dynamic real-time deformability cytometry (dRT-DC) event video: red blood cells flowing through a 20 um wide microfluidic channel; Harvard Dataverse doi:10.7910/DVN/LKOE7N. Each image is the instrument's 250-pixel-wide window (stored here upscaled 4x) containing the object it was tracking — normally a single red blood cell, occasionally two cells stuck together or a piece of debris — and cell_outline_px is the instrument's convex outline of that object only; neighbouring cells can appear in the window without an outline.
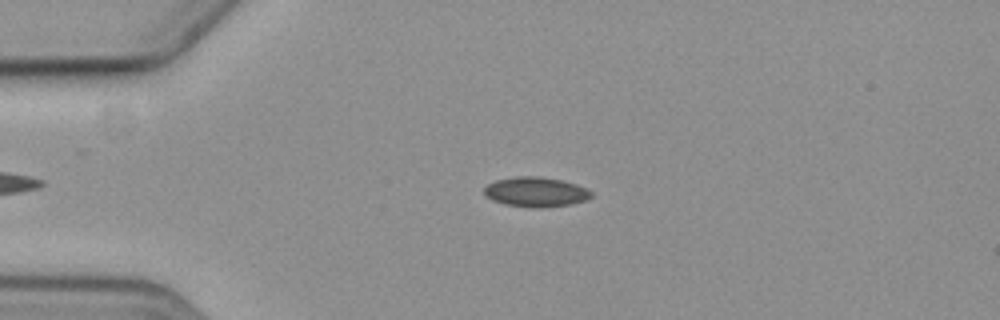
{"species": "common noctule bat (a hibernating species)", "species_latin": "Nyctalus noctula", "temperature_condition": "cold", "stored_images_in_passage": 6, "camera_frame_rate_fps": 3000, "um_per_image_px": 0.085, "animal": {"sex": "female", "body_mass_g": 19.3, "forearm_length_mm": 54.1}, "frame": {"image": 1, "passage_image": 4, "time_ms": 3.667, "image_size_px": [1000, 320], "cell_outline_px": [[592, 196], [584, 200], [568, 204], [540, 208], [532, 208], [504, 204], [492, 200], [484, 192], [484, 188], [488, 184], [496, 180], [516, 176], [540, 176], [560, 180], [576, 184], [592, 192]], "centroid_in_image_um": [45.51, 16.31], "position_along_channel_um": 39.5, "area_um2": 18.38}}
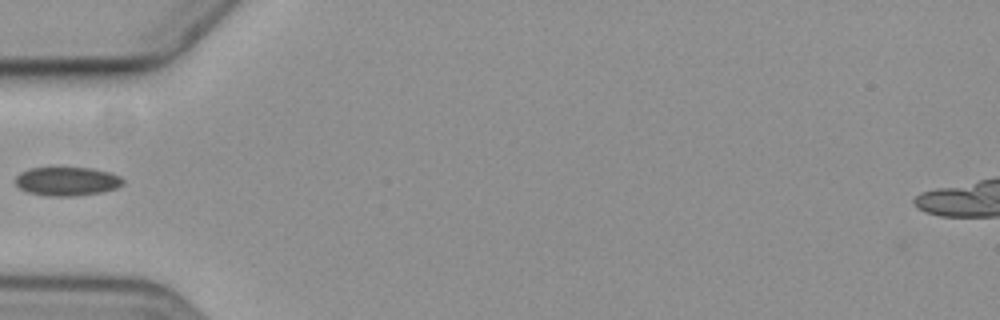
{"frame": {"image": 2, "passage_image": 5, "time_ms": 5.667, "image_size_px": [1000, 320], "cell_outline_px": [[124, 184], [116, 188], [100, 192], [76, 196], [48, 196], [28, 192], [20, 188], [16, 184], [16, 176], [20, 172], [28, 168], [92, 168], [108, 172], [120, 176], [124, 180]], "centroid_in_image_um": [5.7, 15.41], "position_along_channel_um": 79.3, "area_um2": 17.98}}